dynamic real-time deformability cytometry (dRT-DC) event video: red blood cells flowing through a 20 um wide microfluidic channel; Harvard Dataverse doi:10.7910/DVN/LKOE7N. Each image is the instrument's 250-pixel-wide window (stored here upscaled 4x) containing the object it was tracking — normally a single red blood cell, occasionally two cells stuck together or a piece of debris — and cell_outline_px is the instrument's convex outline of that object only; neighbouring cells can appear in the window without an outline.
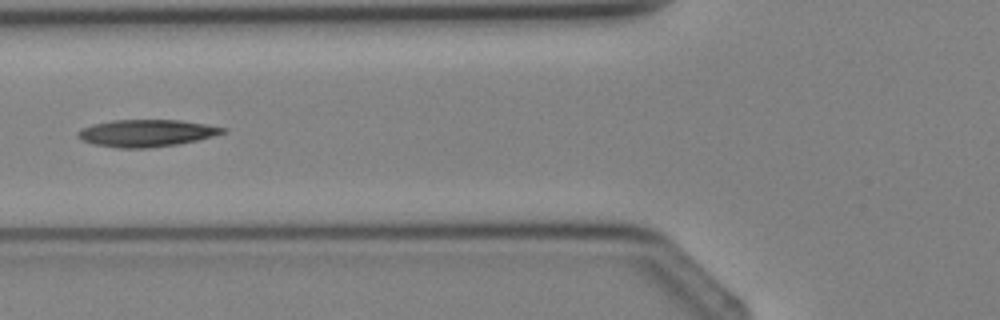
{"species": "Egyptian fruit bat (a non-hibernating species)", "species_latin": "Rousettus aegyptiacus", "temperature_condition": "cold", "stored_images_in_passage": 5, "camera_frame_rate_fps": 3000, "um_per_image_px": 0.085, "animal": {"sex": "female"}, "frame": {"image": 1, "passage_image": 5, "time_ms": 5.667, "image_size_px": [1000, 320], "cell_outline_px": [[228, 132], [196, 140], [176, 144], [144, 148], [116, 148], [92, 144], [80, 140], [76, 136], [76, 132], [80, 128], [92, 124], [112, 120], [180, 120], [228, 128]], "centroid_in_image_um": [12.38, 11.31], "position_along_channel_um": 113.4, "area_um2": 23.0}}